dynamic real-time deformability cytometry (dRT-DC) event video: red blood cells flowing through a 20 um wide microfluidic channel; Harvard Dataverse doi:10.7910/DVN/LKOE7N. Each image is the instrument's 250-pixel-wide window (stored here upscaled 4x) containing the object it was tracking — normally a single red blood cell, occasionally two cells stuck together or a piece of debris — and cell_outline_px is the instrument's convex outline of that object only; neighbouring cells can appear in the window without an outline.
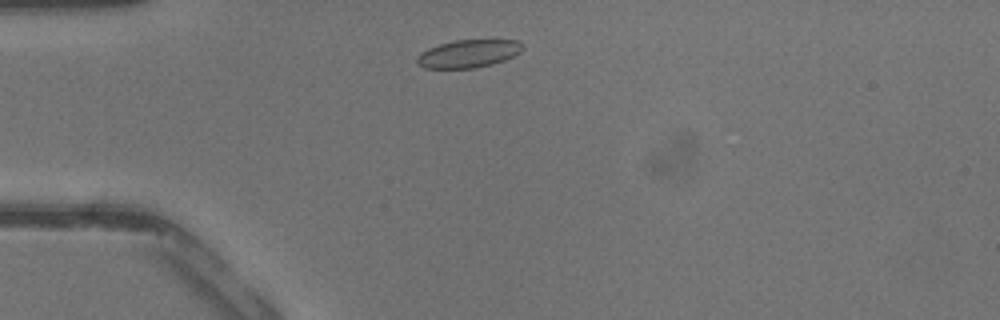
{"species": "common noctule bat (a hibernating species)", "species_latin": "Nyctalus noctula", "temperature_condition": "warm", "stored_images_in_passage": 33, "camera_frame_rate_fps": 3000, "um_per_image_px": 0.085, "animal": {"sex": "male", "body_mass_g": 13.3}, "frame": {"image": 1, "passage_image": 3, "time_ms": 0.667, "image_size_px": [1000, 320], "cell_outline_px": [[524, 48], [520, 52], [504, 60], [492, 64], [476, 68], [424, 68], [416, 60], [420, 52], [428, 48], [440, 44], [456, 40], [520, 40], [524, 44]], "centroid_in_image_um": [39.85, 4.55], "position_along_channel_um": 45.2, "area_um2": 17.11}}
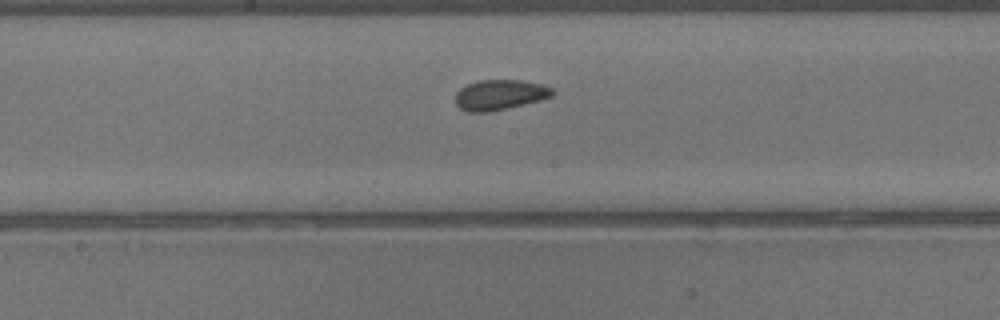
{"frame": {"image": 2, "passage_image": 14, "time_ms": 4.333, "image_size_px": [1000, 320], "cell_outline_px": [[556, 92], [552, 96], [540, 100], [508, 108], [488, 112], [468, 112], [460, 108], [456, 104], [456, 92], [460, 88], [476, 80], [524, 80], [544, 84], [552, 88]], "centroid_in_image_um": [42.51, 8.05], "position_along_channel_um": 205.7, "area_um2": 17.28}}
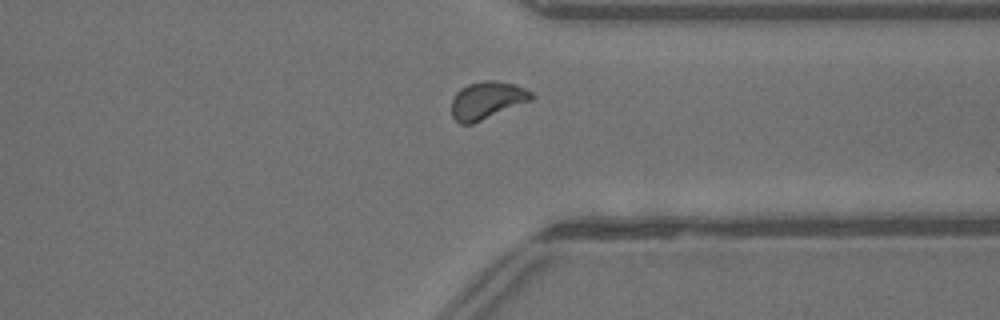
{"frame": {"image": 3, "passage_image": 24, "time_ms": 7.667, "image_size_px": [1000, 320], "cell_outline_px": [[536, 96], [532, 100], [472, 124], [460, 124], [452, 116], [452, 96], [460, 88], [468, 84], [484, 80], [492, 80], [516, 84], [532, 92]], "centroid_in_image_um": [41.4, 8.51], "position_along_channel_um": 370.0, "area_um2": 17.57}}